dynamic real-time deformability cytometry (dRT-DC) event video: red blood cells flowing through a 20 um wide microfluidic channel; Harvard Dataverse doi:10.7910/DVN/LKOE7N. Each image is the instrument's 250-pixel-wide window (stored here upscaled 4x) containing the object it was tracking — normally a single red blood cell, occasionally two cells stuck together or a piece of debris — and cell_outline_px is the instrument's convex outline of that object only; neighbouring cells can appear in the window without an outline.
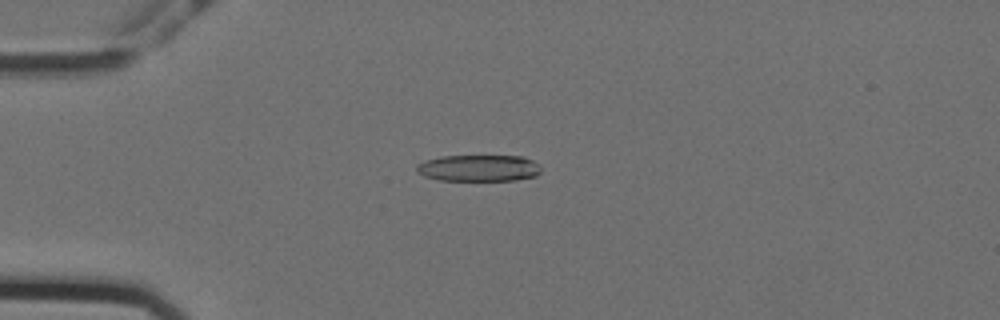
{"species": "Egyptian fruit bat (a non-hibernating species)", "species_latin": "Rousettus aegyptiacus", "temperature_condition": "cold", "stored_images_in_passage": 56, "camera_frame_rate_fps": 3000, "um_per_image_px": 0.085, "animal": {"sex": "female"}, "frame": {"image": 1, "passage_image": 14, "time_ms": 4.333, "image_size_px": [1000, 320], "cell_outline_px": [[540, 172], [536, 176], [516, 180], [440, 180], [424, 176], [416, 172], [416, 164], [424, 160], [444, 156], [524, 156], [540, 164]], "centroid_in_image_um": [40.69, 14.28], "position_along_channel_um": 44.3, "area_um2": 19.36}}
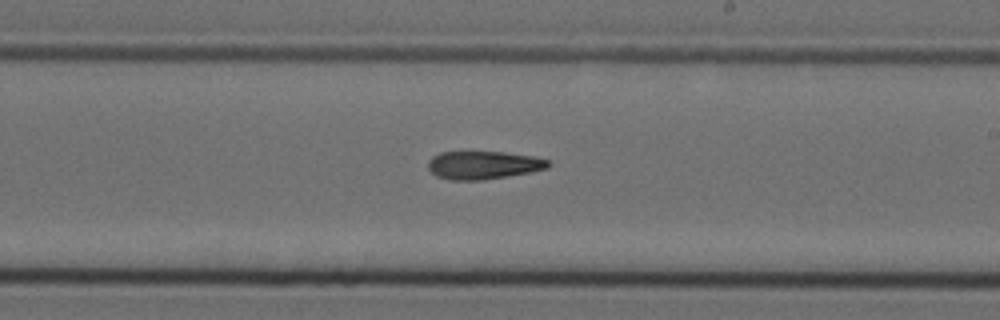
{"frame": {"image": 2, "passage_image": 33, "time_ms": 10.667, "image_size_px": [1000, 320], "cell_outline_px": [[552, 164], [548, 168], [528, 172], [484, 180], [448, 180], [436, 176], [428, 168], [428, 160], [432, 156], [440, 152], [504, 152], [536, 156], [548, 160]], "centroid_in_image_um": [41.08, 14.03], "position_along_channel_um": 247.9, "area_um2": 19.77}}
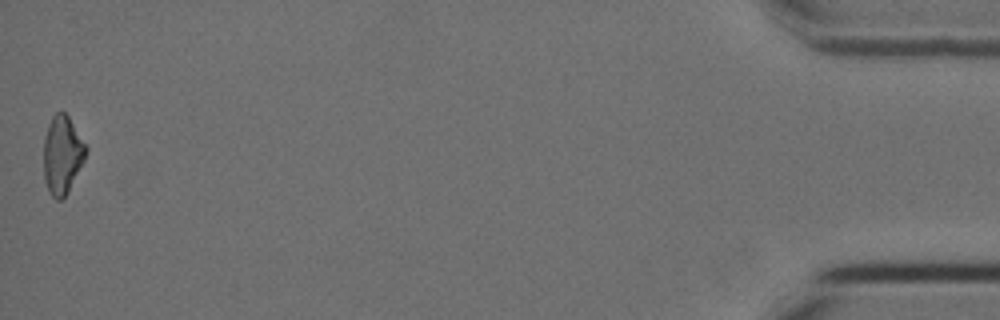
{"frame": {"image": 3, "passage_image": 56, "time_ms": 18.333, "image_size_px": [1000, 320], "cell_outline_px": [[88, 148], [84, 160], [68, 192], [60, 200], [56, 200], [52, 196], [44, 180], [44, 136], [48, 124], [52, 116], [56, 112], [64, 112], [68, 116]], "centroid_in_image_um": [5.29, 13.15], "position_along_channel_um": 429.9, "area_um2": 19.13}}